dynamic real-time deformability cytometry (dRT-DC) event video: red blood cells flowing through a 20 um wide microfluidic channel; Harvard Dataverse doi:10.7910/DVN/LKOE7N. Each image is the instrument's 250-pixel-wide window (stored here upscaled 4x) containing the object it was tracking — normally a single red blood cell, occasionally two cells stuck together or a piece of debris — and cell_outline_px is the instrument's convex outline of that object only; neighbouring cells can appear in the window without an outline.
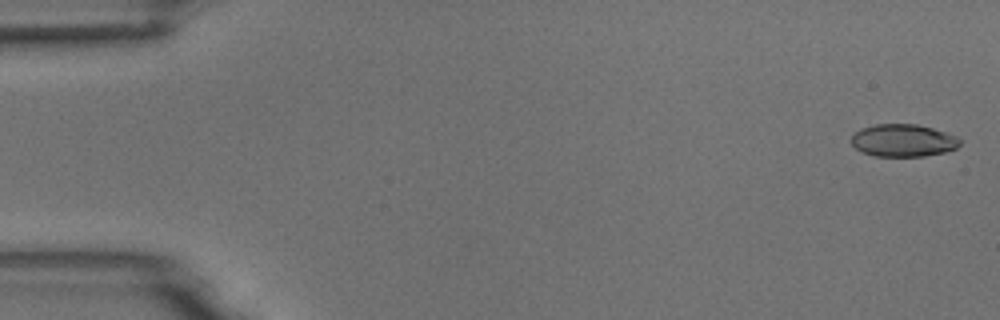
{"species": "common noctule bat (a hibernating species)", "species_latin": "Nyctalus noctula", "temperature_condition": "room temperature", "stored_images_in_passage": 15, "camera_frame_rate_fps": 3000, "um_per_image_px": 0.085, "animal": {"sex": "male", "body_mass_g": 18.8}, "frame": {"image": 1, "passage_image": 1, "time_ms": 0.0, "image_size_px": [1000, 320], "cell_outline_px": [[960, 144], [956, 148], [944, 152], [924, 156], [876, 156], [864, 152], [856, 148], [852, 144], [852, 136], [860, 128], [876, 124], [916, 124], [932, 128], [956, 136], [960, 140]], "centroid_in_image_um": [76.77, 11.93], "position_along_channel_um": 8.2, "area_um2": 20.35}}
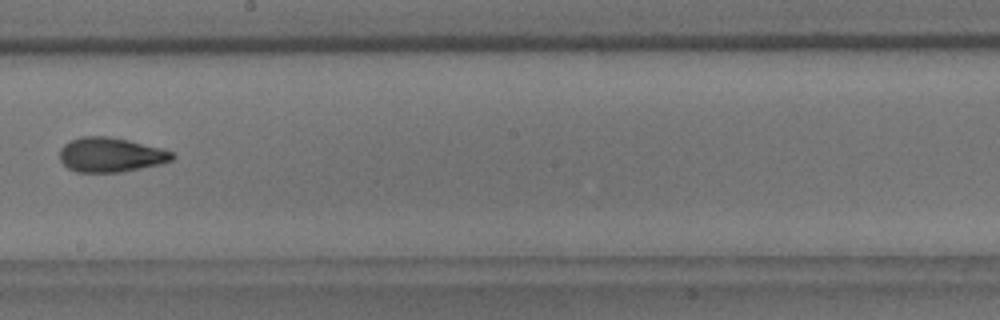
{"frame": {"image": 2, "passage_image": 9, "time_ms": 2.667, "image_size_px": [1000, 320], "cell_outline_px": [[176, 156], [172, 160], [160, 164], [120, 172], [76, 172], [68, 168], [60, 160], [60, 148], [64, 144], [80, 136], [108, 136], [128, 140], [160, 148], [172, 152]], "centroid_in_image_um": [9.39, 13.16], "position_along_channel_um": 238.8, "area_um2": 22.54}}
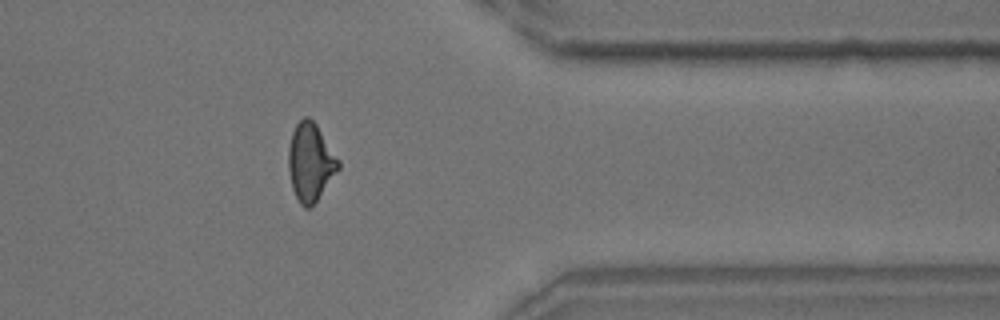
{"frame": {"image": 3, "passage_image": 13, "time_ms": 4.0, "image_size_px": [1000, 320], "cell_outline_px": [[340, 168], [316, 200], [308, 208], [304, 208], [300, 204], [292, 188], [288, 168], [288, 148], [292, 132], [296, 124], [304, 116], [308, 116], [316, 124], [340, 160]], "centroid_in_image_um": [26.38, 13.76], "position_along_channel_um": 385.0, "area_um2": 22.54}}